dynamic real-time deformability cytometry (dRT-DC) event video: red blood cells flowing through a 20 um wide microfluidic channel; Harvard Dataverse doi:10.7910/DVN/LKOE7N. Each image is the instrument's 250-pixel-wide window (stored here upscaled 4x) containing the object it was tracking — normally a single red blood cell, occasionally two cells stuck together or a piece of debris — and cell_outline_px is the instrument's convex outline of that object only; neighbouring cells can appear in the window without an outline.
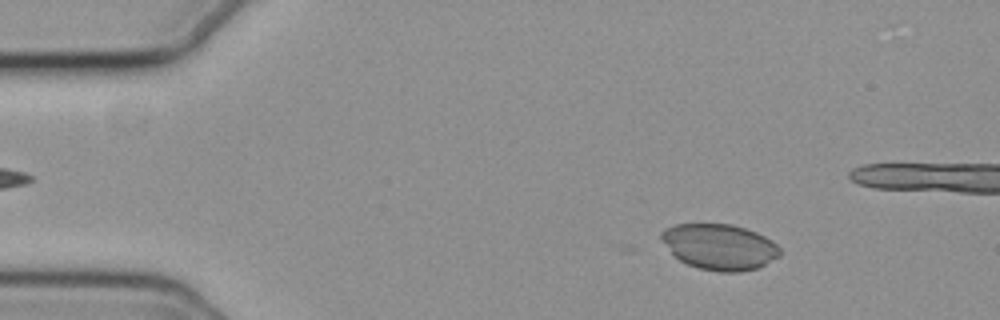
{"species": "common noctule bat (a hibernating species)", "species_latin": "Nyctalus noctula", "temperature_condition": "cold", "stored_images_in_passage": 15, "camera_frame_rate_fps": 3000, "um_per_image_px": 0.085, "animal": {"sex": "female", "body_mass_g": 19.3, "forearm_length_mm": 54.1}, "frame": {"image": 1, "passage_image": 8, "time_ms": 2.333, "image_size_px": [1000, 320], "cell_outline_px": [[780, 256], [760, 268], [740, 272], [720, 272], [700, 268], [688, 264], [680, 260], [672, 252], [660, 236], [660, 232], [664, 228], [676, 224], [732, 224], [756, 232], [772, 240], [780, 248]], "centroid_in_image_um": [61.2, 20.98], "position_along_channel_um": 23.8, "area_um2": 31.56}}